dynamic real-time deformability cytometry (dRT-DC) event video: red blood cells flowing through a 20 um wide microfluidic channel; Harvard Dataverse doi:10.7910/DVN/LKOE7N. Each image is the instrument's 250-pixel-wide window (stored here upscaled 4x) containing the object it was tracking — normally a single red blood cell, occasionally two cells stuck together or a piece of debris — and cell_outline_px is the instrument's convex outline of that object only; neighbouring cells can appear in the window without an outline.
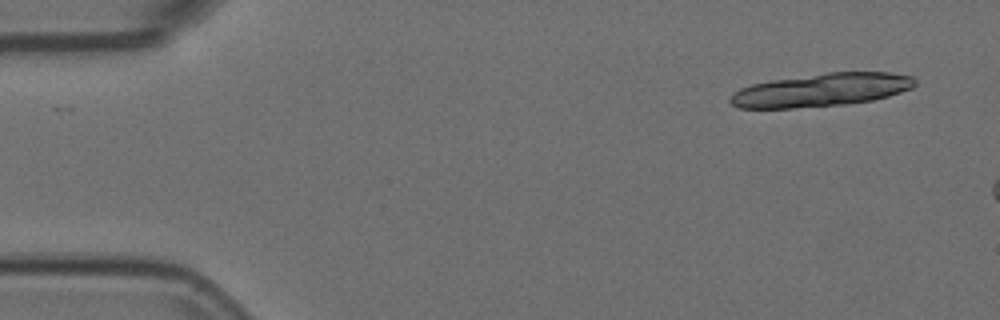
{"species": "Egyptian fruit bat (a non-hibernating species)", "species_latin": "Rousettus aegyptiacus", "temperature_condition": "room temperature", "stored_images_in_passage": 5, "camera_frame_rate_fps": 3000, "um_per_image_px": 0.085, "animal": {"sex": "female"}, "frame": {"image": 1, "passage_image": 1, "time_ms": 0.0, "image_size_px": [1000, 320], "cell_outline_px": [[916, 84], [912, 88], [888, 96], [872, 100], [844, 104], [792, 108], [740, 108], [732, 104], [728, 100], [732, 92], [740, 88], [752, 84], [772, 80], [828, 72], [888, 72], [912, 76], [916, 80]], "centroid_in_image_um": [69.8, 7.64], "position_along_channel_um": 15.2, "area_um2": 35.55}}